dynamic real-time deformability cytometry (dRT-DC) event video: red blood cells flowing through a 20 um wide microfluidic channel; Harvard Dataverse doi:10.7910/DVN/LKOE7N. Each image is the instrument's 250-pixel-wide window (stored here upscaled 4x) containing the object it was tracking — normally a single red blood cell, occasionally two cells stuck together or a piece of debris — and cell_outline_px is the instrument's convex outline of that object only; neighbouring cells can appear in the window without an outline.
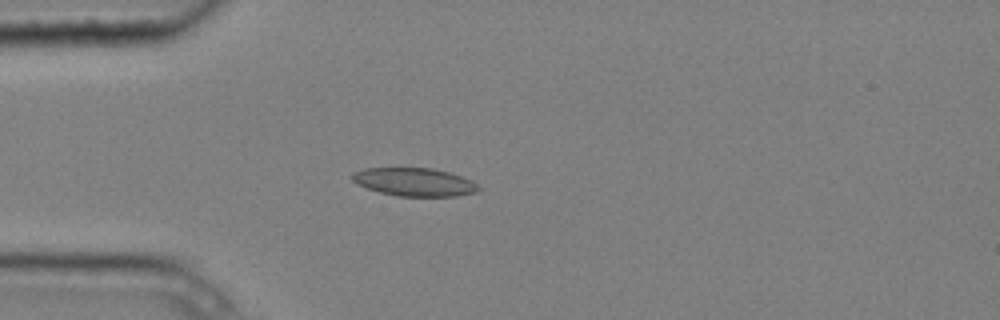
{"species": "common noctule bat (a hibernating species)", "species_latin": "Nyctalus noctula", "temperature_condition": "cold", "stored_images_in_passage": 5, "camera_frame_rate_fps": 3000, "um_per_image_px": 0.085, "animal": {"sex": "male", "body_mass_g": 20.4}, "frame": {"image": 1, "passage_image": 4, "time_ms": 1.0, "image_size_px": [1000, 320], "cell_outline_px": [[480, 188], [476, 192], [456, 196], [396, 196], [380, 192], [356, 184], [348, 176], [352, 172], [364, 168], [432, 168], [448, 172], [472, 180]], "centroid_in_image_um": [35.17, 15.46], "position_along_channel_um": 49.8, "area_um2": 20.81}}